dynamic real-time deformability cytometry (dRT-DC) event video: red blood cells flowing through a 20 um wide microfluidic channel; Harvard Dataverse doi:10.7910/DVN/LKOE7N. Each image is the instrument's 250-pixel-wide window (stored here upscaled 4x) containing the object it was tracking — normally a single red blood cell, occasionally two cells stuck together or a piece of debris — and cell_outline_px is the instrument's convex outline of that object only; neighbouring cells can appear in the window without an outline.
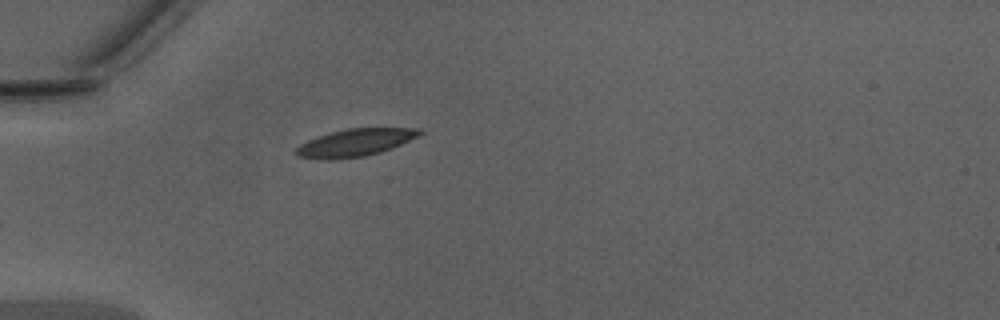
{"species": "Egyptian fruit bat (a non-hibernating species)", "species_latin": "Rousettus aegyptiacus", "temperature_condition": "warm", "stored_images_in_passage": 11, "camera_frame_rate_fps": 3000, "um_per_image_px": 0.085, "animal": {"sex": "male"}, "frame": {"image": 1, "passage_image": 1, "time_ms": 0.0, "image_size_px": [1000, 320], "cell_outline_px": [[424, 132], [392, 148], [380, 152], [364, 156], [332, 160], [328, 160], [296, 156], [292, 152], [300, 144], [316, 136], [348, 128], [420, 128]], "centroid_in_image_um": [30.12, 12.13], "position_along_channel_um": 54.9, "area_um2": 19.71}}
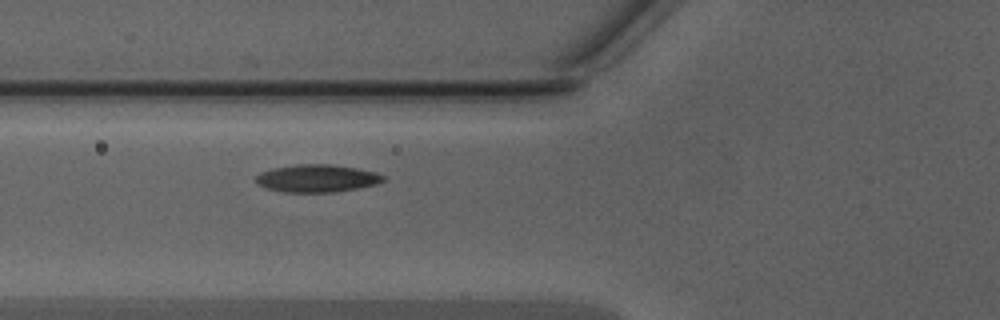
{"frame": {"image": 2, "passage_image": 5, "time_ms": 1.333, "image_size_px": [1000, 320], "cell_outline_px": [[388, 180], [376, 184], [360, 188], [336, 192], [284, 192], [268, 188], [256, 184], [256, 176], [260, 172], [272, 168], [296, 164], [332, 164], [356, 168], [376, 172], [384, 176]], "centroid_in_image_um": [26.97, 15.16], "position_along_channel_um": 98.8, "area_um2": 20.69}}
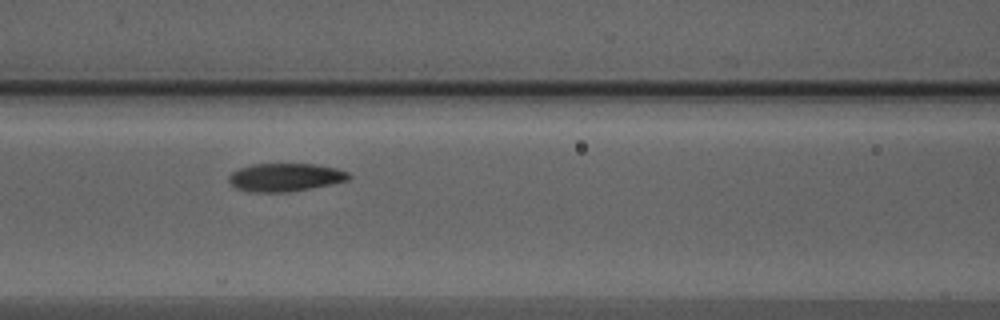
{"frame": {"image": 3, "passage_image": 8, "time_ms": 2.333, "image_size_px": [1000, 320], "cell_outline_px": [[352, 176], [348, 180], [332, 184], [288, 192], [248, 192], [236, 188], [228, 180], [228, 176], [232, 172], [240, 168], [252, 164], [316, 164], [336, 168], [348, 172]], "centroid_in_image_um": [24.25, 15.07], "position_along_channel_um": 142.4, "area_um2": 19.71}}